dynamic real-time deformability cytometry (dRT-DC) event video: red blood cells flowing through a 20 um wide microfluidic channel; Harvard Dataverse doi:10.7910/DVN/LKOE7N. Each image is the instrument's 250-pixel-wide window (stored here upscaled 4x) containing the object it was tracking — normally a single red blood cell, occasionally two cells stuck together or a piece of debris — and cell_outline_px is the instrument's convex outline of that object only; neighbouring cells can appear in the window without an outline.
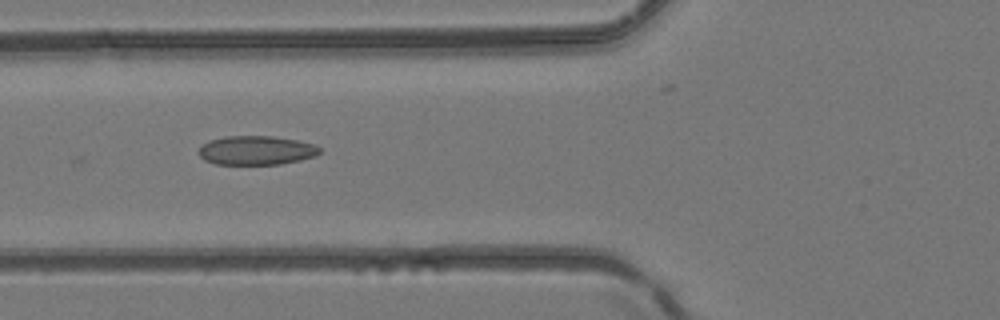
{"species": "common noctule bat (a hibernating species)", "species_latin": "Nyctalus noctula", "temperature_condition": "room temperature", "stored_images_in_passage": 4, "camera_frame_rate_fps": 3000, "um_per_image_px": 0.085, "animal": {"sex": "female", "body_mass_g": 24.6, "forearm_length_mm": 56.2}, "frame": {"image": 1, "passage_image": 4, "time_ms": 1.0, "image_size_px": [1000, 320], "cell_outline_px": [[320, 152], [316, 156], [300, 160], [280, 164], [216, 164], [204, 160], [196, 152], [200, 144], [208, 140], [224, 136], [272, 136], [296, 140], [312, 144], [320, 148]], "centroid_in_image_um": [21.71, 12.77], "position_along_channel_um": 104.1, "area_um2": 20.63}}